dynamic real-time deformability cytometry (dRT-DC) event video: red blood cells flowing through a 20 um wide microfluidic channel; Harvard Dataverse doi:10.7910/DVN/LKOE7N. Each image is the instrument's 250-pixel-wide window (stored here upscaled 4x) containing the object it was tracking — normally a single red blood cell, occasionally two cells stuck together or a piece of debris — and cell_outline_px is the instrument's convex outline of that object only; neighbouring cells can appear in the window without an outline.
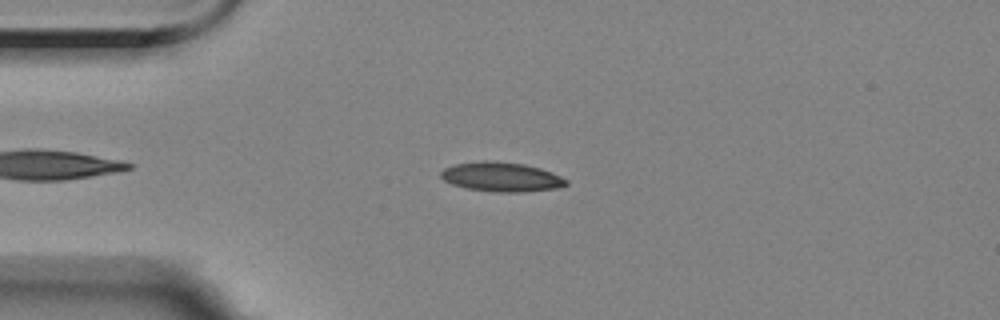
{"species": "Egyptian fruit bat (a non-hibernating species)", "species_latin": "Rousettus aegyptiacus", "temperature_condition": "room temperature", "stored_images_in_passage": 3, "camera_frame_rate_fps": 3000, "um_per_image_px": 0.085, "animal": {"sex": "female"}, "frame": {"image": 1, "passage_image": 2, "time_ms": 1.333, "image_size_px": [1000, 320], "cell_outline_px": [[568, 184], [556, 188], [524, 192], [496, 192], [468, 188], [452, 184], [444, 180], [440, 176], [440, 172], [444, 168], [456, 164], [480, 160], [488, 160], [524, 164], [540, 168], [552, 172], [568, 180]], "centroid_in_image_um": [42.62, 15.03], "position_along_channel_um": 42.4, "area_um2": 21.44}}